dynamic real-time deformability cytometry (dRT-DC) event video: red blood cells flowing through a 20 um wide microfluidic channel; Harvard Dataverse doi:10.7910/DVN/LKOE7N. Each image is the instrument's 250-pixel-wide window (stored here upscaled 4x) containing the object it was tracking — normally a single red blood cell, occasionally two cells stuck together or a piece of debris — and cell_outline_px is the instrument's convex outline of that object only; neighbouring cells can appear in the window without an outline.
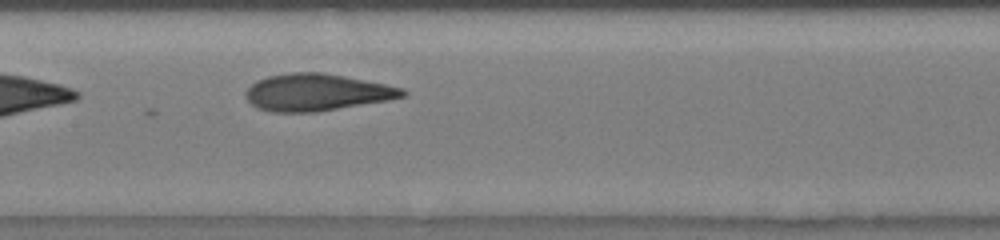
{"species": "human", "species_latin": "Homo sapiens", "temperature_condition": "room temperature", "stored_images_in_passage": 9, "camera_frame_rate_fps": 3000, "um_per_image_px": 0.085, "donor": {"sex": "male"}, "frame": {"image": 1, "passage_image": 7, "time_ms": 4.0, "image_size_px": [1000, 240], "cell_outline_px": [[408, 96], [388, 100], [316, 112], [272, 112], [256, 108], [248, 100], [244, 92], [256, 80], [268, 76], [292, 72], [324, 72], [404, 88], [408, 92]], "centroid_in_image_um": [26.92, 7.85], "position_along_channel_um": 180.5, "area_um2": 33.87}}